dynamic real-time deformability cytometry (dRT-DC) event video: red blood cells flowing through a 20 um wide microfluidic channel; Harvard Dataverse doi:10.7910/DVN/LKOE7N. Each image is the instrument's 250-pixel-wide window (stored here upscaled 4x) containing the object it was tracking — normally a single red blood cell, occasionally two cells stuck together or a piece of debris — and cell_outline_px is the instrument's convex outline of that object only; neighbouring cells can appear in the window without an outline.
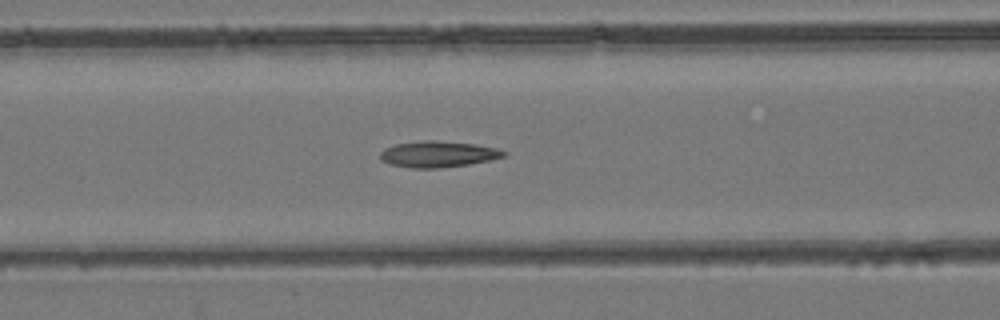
{"species": "common noctule bat (a hibernating species)", "species_latin": "Nyctalus noctula", "temperature_condition": "room temperature", "stored_images_in_passage": 48, "camera_frame_rate_fps": 3000, "um_per_image_px": 0.085, "animal": {"sex": "female", "body_mass_g": 24.6, "forearm_length_mm": 56.2}, "frame": {"image": 1, "passage_image": 20, "time_ms": 6.333, "image_size_px": [1000, 320], "cell_outline_px": [[508, 156], [468, 164], [436, 168], [412, 168], [388, 164], [380, 160], [380, 152], [384, 148], [396, 144], [420, 140], [436, 140], [476, 144], [496, 148], [508, 152]], "centroid_in_image_um": [37.22, 13.09], "position_along_channel_um": 129.4, "area_um2": 18.96}}
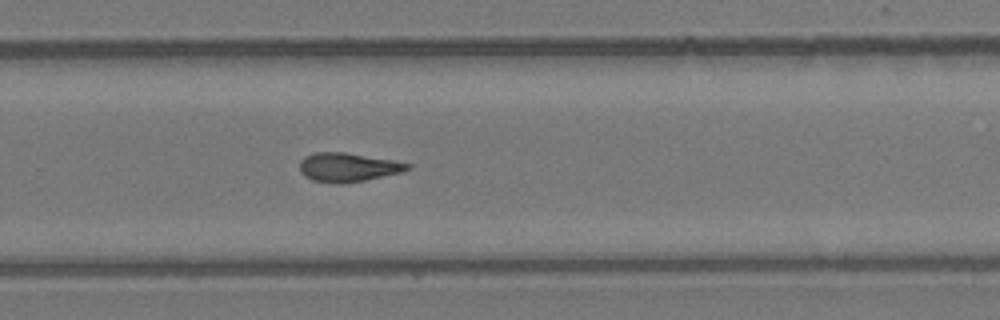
{"frame": {"image": 2, "passage_image": 32, "time_ms": 10.333, "image_size_px": [1000, 320], "cell_outline_px": [[412, 168], [400, 172], [364, 180], [340, 184], [336, 184], [312, 180], [304, 176], [300, 172], [300, 160], [304, 156], [312, 152], [344, 152], [392, 160], [412, 164]], "centroid_in_image_um": [29.53, 14.21], "position_along_channel_um": 300.3, "area_um2": 18.15}}
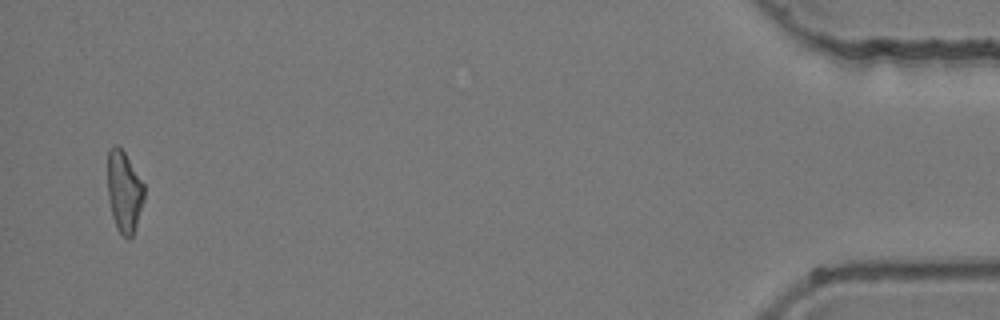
{"frame": {"image": 3, "passage_image": 47, "time_ms": 15.333, "image_size_px": [1000, 320], "cell_outline_px": [[144, 200], [132, 236], [128, 240], [116, 228], [112, 216], [108, 200], [108, 148], [112, 144], [116, 144], [124, 152], [144, 184]], "centroid_in_image_um": [10.54, 16.28], "position_along_channel_um": 424.7, "area_um2": 17.28}}